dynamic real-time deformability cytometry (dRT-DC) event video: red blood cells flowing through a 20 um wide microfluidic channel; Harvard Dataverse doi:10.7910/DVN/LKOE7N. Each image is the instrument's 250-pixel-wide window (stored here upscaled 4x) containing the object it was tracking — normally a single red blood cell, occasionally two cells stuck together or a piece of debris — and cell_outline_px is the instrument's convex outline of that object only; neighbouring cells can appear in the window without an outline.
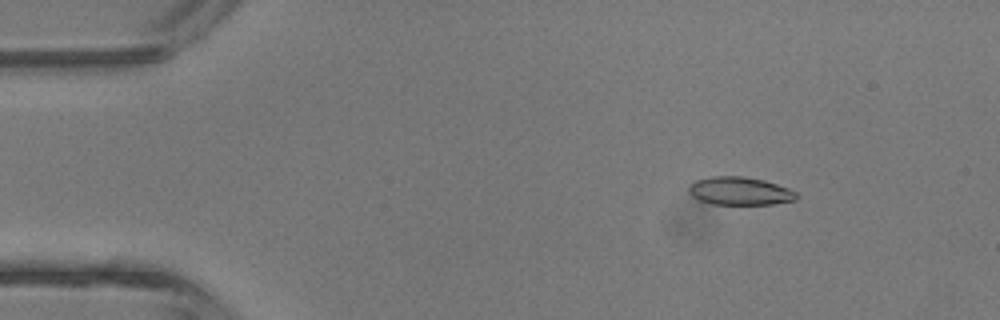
{"species": "common noctule bat (a hibernating species)", "species_latin": "Nyctalus noctula", "temperature_condition": "room temperature", "stored_images_in_passage": 3, "camera_frame_rate_fps": 3000, "um_per_image_px": 0.085, "animal": {"sex": "male", "body_mass_g": 13.3}, "frame": {"image": 1, "passage_image": 1, "time_ms": 0.0, "image_size_px": [1000, 320], "cell_outline_px": [[800, 196], [796, 200], [772, 204], [712, 204], [700, 200], [692, 196], [688, 192], [688, 188], [696, 180], [712, 176], [744, 176], [764, 180], [788, 188], [796, 192]], "centroid_in_image_um": [62.91, 16.24], "position_along_channel_um": 22.1, "area_um2": 17.63}}
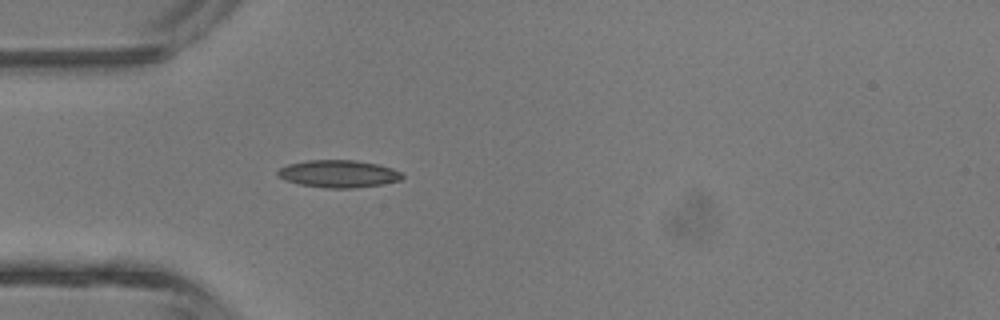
{"frame": {"image": 2, "passage_image": 3, "time_ms": 2.333, "image_size_px": [1000, 320], "cell_outline_px": [[404, 176], [400, 180], [384, 184], [352, 188], [324, 188], [300, 184], [284, 180], [276, 176], [276, 172], [280, 168], [288, 164], [308, 160], [352, 160], [376, 164], [392, 168], [400, 172]], "centroid_in_image_um": [28.74, 14.78], "position_along_channel_um": 56.3, "area_um2": 19.88}}